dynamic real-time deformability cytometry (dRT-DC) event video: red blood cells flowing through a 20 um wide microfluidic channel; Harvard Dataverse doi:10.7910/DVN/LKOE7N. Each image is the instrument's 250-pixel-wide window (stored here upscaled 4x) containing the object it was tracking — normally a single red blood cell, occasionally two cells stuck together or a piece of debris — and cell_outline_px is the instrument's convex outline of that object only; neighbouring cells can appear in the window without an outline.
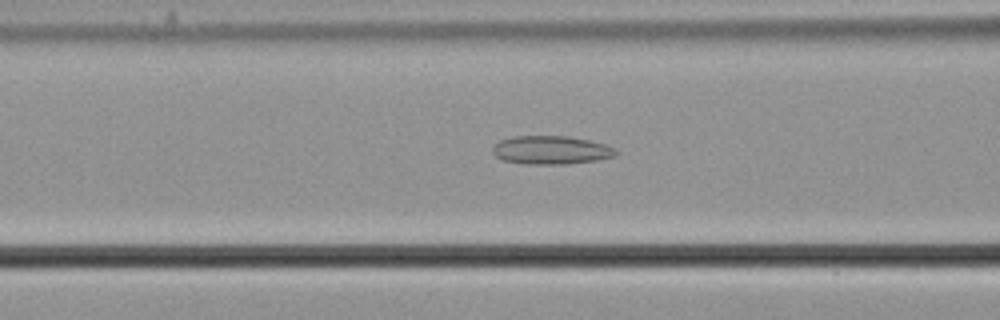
{"species": "common noctule bat (a hibernating species)", "species_latin": "Nyctalus noctula", "temperature_condition": "cold", "stored_images_in_passage": 55, "camera_frame_rate_fps": 3000, "um_per_image_px": 0.085, "animal": {"sex": "male", "body_mass_g": 21.5, "forearm_length_mm": 52.0}, "frame": {"image": 1, "passage_image": 22, "time_ms": 7.0, "image_size_px": [1000, 320], "cell_outline_px": [[620, 152], [612, 156], [600, 160], [568, 164], [524, 164], [504, 160], [496, 156], [492, 152], [492, 148], [500, 140], [512, 136], [568, 136], [588, 140], [604, 144]], "centroid_in_image_um": [46.83, 12.76], "position_along_channel_um": 119.8, "area_um2": 20.4}}
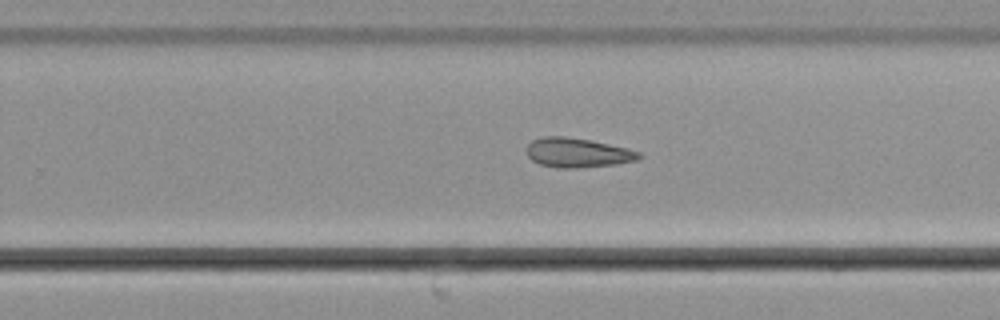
{"frame": {"image": 2, "passage_image": 35, "time_ms": 11.333, "image_size_px": [1000, 320], "cell_outline_px": [[640, 156], [636, 160], [616, 164], [576, 168], [556, 168], [540, 164], [532, 160], [528, 156], [528, 144], [532, 140], [540, 136], [564, 136], [592, 140], [628, 148], [640, 152]], "centroid_in_image_um": [49.08, 12.97], "position_along_channel_um": 280.7, "area_um2": 19.31}}
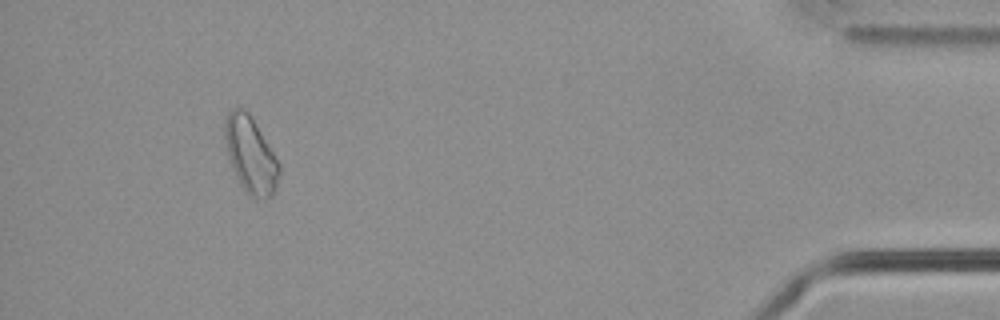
{"frame": {"image": 3, "passage_image": 51, "time_ms": 16.667, "image_size_px": [1000, 320], "cell_outline_px": [[280, 172], [276, 188], [264, 200], [248, 196], [244, 192], [236, 176], [228, 156], [224, 136], [224, 120], [228, 112], [232, 108], [244, 108], [248, 112], [280, 164]], "centroid_in_image_um": [21.28, 13.17], "position_along_channel_um": 413.9, "area_um2": 23.99}, "authors_computed_cell_mechanics": {"area_um2": 21.5016, "velocity_mm_per_s": 3.7168, "shape_relaxation_time_tau1_ms": null, "shape_relaxation_time_tau2_ms": 4.6247, "deformation_change_tau1": null, "deformation_change_tau2": 0.1096}}